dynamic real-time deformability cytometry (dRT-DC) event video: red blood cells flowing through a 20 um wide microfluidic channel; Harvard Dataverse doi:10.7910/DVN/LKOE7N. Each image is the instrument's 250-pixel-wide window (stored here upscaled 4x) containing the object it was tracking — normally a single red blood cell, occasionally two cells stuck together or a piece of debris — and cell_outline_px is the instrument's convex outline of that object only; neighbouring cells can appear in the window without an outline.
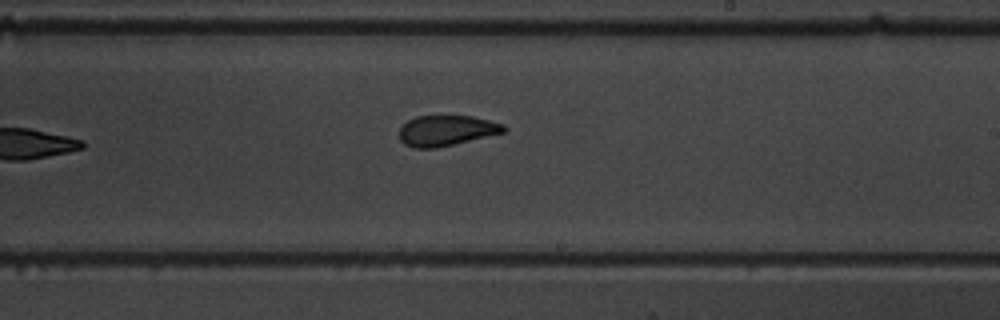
{"species": "common noctule bat (a hibernating species)", "species_latin": "Nyctalus noctula", "temperature_condition": "warm", "stored_images_in_passage": 8, "camera_frame_rate_fps": 3000, "um_per_image_px": 0.085, "animal": {"sex": "male", "body_mass_g": 19.5, "forearm_length_mm": 54.6}, "frame": {"image": 1, "passage_image": 8, "time_ms": 8.0, "image_size_px": [1000, 320], "cell_outline_px": [[508, 128], [504, 132], [436, 148], [412, 148], [404, 144], [400, 140], [400, 128], [408, 120], [416, 116], [472, 116], [504, 124]], "centroid_in_image_um": [37.93, 11.1], "position_along_channel_um": 251.1, "area_um2": 18.44}}